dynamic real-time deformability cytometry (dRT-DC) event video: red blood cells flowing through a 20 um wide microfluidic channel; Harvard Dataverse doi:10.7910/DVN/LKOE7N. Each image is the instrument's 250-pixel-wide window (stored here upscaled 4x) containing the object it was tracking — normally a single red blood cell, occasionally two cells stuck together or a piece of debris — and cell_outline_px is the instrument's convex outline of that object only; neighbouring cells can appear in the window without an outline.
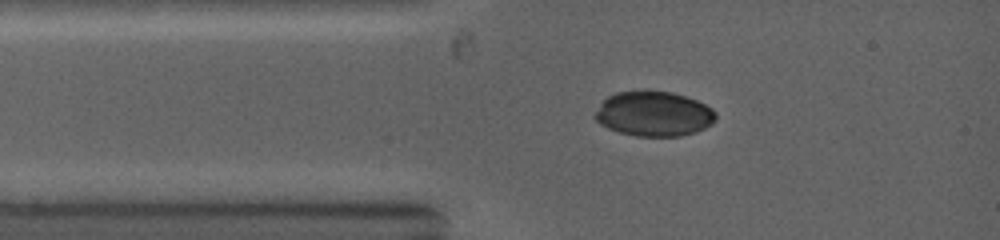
{"species": "common noctule bat (a hibernating species)", "species_latin": "Nyctalus noctula", "temperature_condition": "warm", "stored_images_in_passage": 35, "camera_frame_rate_fps": 5000, "um_per_image_px": 0.085, "animal": {"sex": "female", "body_mass_g": 19.0, "forearm_length_mm": 53.3}, "frame": {"image": 1, "passage_image": 1, "time_ms": 0.0, "image_size_px": [1000, 240], "cell_outline_px": [[716, 120], [712, 124], [696, 132], [680, 136], [636, 136], [620, 132], [608, 128], [600, 124], [592, 116], [600, 104], [608, 96], [616, 92], [644, 88], [672, 92], [696, 100], [712, 108], [716, 112]], "centroid_in_image_um": [55.55, 9.64], "position_along_channel_um": 29.4, "area_um2": 32.19}}
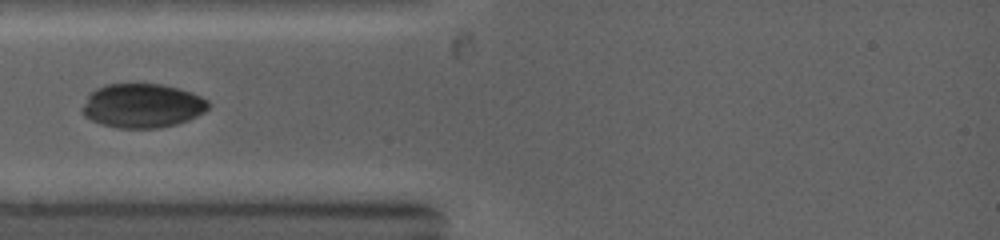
{"frame": {"image": 2, "passage_image": 5, "time_ms": 1.2, "image_size_px": [1000, 240], "cell_outline_px": [[208, 108], [204, 112], [188, 120], [176, 124], [156, 128], [116, 128], [100, 124], [84, 116], [80, 112], [80, 108], [88, 96], [96, 88], [104, 84], [160, 84], [192, 92], [208, 100]], "centroid_in_image_um": [12.06, 8.99], "position_along_channel_um": 72.9, "area_um2": 32.48}}